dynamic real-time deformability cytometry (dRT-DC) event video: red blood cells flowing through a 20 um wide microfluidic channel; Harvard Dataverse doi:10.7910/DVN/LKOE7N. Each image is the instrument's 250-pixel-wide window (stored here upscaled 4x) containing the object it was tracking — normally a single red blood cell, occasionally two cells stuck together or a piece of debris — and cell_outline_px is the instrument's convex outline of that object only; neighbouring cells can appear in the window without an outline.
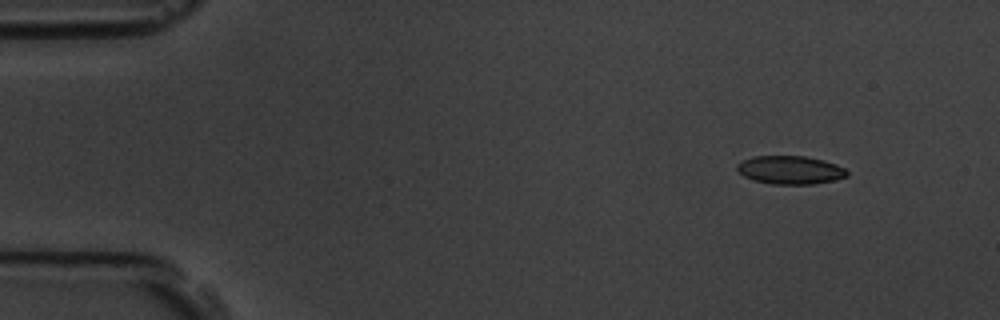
{"species": "common noctule bat (a hibernating species)", "species_latin": "Nyctalus noctula", "temperature_condition": "room temperature", "stored_images_in_passage": 5, "segment_of_instrument_passage": [1, 2], "camera_frame_rate_fps": 3000, "um_per_image_px": 0.085, "animal": {"sex": "male", "body_mass_g": 19.5, "forearm_length_mm": 54.6}, "frame": {"image": 1, "passage_image": 1, "time_ms": 0.0, "image_size_px": [1000, 320], "cell_outline_px": [[848, 176], [832, 180], [812, 184], [772, 184], [752, 180], [744, 176], [736, 168], [736, 164], [752, 156], [804, 156], [824, 160], [836, 164], [844, 168], [848, 172]], "centroid_in_image_um": [67.15, 14.44], "position_along_channel_um": 17.8, "area_um2": 18.09}}